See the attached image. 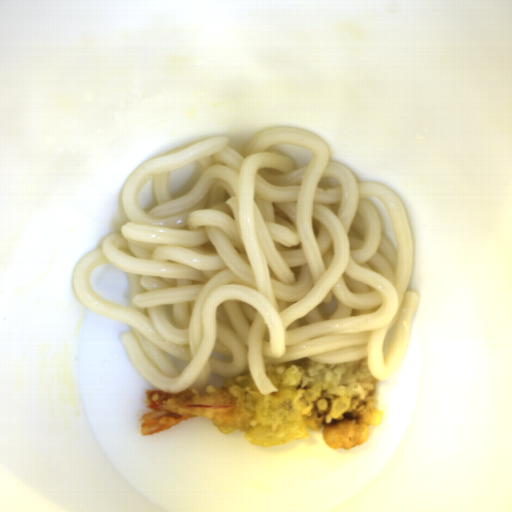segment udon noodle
Returning a JSON list of instances; mask_svg holds the SVG:
<instances>
[{"instance_id":"d5520da0","label":"udon noodle","mask_w":512,"mask_h":512,"mask_svg":"<svg viewBox=\"0 0 512 512\" xmlns=\"http://www.w3.org/2000/svg\"><path fill=\"white\" fill-rule=\"evenodd\" d=\"M275 143L312 151L311 163L294 168ZM193 160L198 182L171 199L170 170ZM120 195L128 220L79 259L71 284L87 309L129 325L121 341L155 389L177 395L250 373L266 396L278 391L267 364L367 358L379 381L401 366L420 301L408 289L410 220L400 197L359 181L316 132L264 129L245 151L205 137L139 164ZM368 197L385 207L398 248ZM106 264L128 273L129 306L92 290L91 271ZM165 350L188 360L182 372Z\"/></svg>"}]
</instances>
